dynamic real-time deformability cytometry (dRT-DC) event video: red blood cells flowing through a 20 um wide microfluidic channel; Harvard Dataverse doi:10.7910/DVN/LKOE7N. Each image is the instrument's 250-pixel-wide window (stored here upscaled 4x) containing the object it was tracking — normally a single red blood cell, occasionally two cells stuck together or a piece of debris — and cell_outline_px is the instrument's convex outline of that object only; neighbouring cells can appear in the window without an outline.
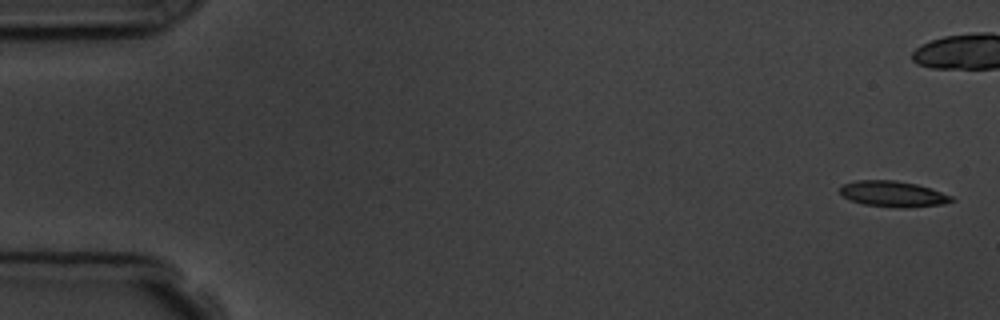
{"species": "common noctule bat (a hibernating species)", "species_latin": "Nyctalus noctula", "temperature_condition": "room temperature", "stored_images_in_passage": 6, "camera_frame_rate_fps": 3000, "um_per_image_px": 0.085, "animal": {"sex": "male", "body_mass_g": 19.5, "forearm_length_mm": 54.6}, "frame": {"image": 1, "passage_image": 1, "time_ms": 0.0, "image_size_px": [1000, 320], "cell_outline_px": [[956, 200], [944, 204], [908, 208], [896, 208], [864, 204], [852, 200], [844, 196], [840, 192], [840, 188], [844, 184], [856, 180], [896, 180], [916, 184], [932, 188], [952, 196]], "centroid_in_image_um": [75.97, 16.49], "position_along_channel_um": 9.0, "area_um2": 16.88}}